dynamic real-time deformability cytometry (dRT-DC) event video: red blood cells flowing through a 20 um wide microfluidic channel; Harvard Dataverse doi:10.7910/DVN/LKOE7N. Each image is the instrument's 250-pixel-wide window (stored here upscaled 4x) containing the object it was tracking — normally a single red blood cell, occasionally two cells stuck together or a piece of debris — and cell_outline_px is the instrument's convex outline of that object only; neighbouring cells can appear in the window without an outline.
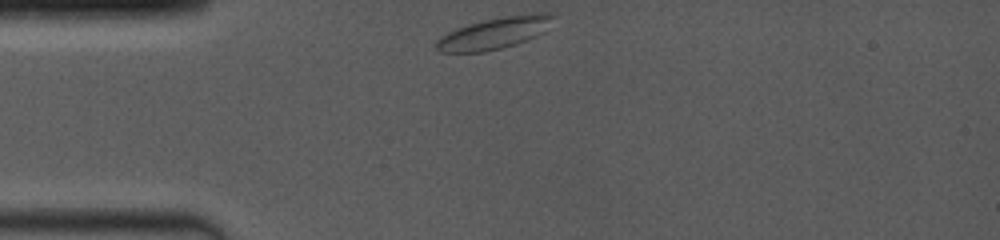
{"species": "common noctule bat (a hibernating species)", "species_latin": "Nyctalus noctula", "temperature_condition": "room temperature", "stored_images_in_passage": 43, "camera_frame_rate_fps": 4000, "um_per_image_px": 0.085, "animal": {"sex": "female", "body_mass_g": 19.0, "forearm_length_mm": 53.3}, "frame": {"image": 1, "passage_image": 1, "time_ms": 0.0, "image_size_px": [1000, 240], "cell_outline_px": [[556, 16], [544, 32], [528, 40], [516, 44], [484, 52], [440, 52], [436, 48], [436, 40], [440, 36], [456, 28], [468, 24], [484, 20], [504, 16], [536, 12], [552, 12]], "centroid_in_image_um": [42.07, 2.8], "position_along_channel_um": 42.9, "area_um2": 21.73}}
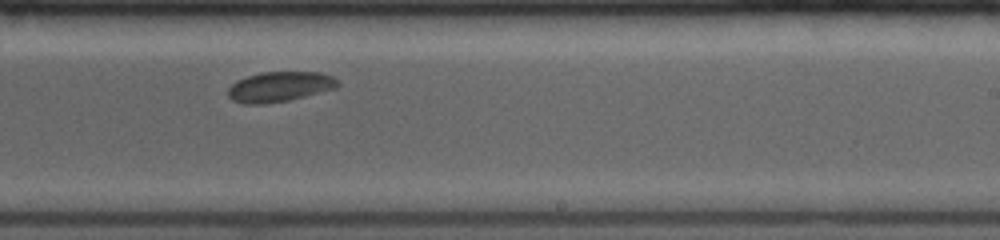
{"frame": {"image": 2, "passage_image": 26, "time_ms": 6.25, "image_size_px": [1000, 240], "cell_outline_px": [[340, 84], [336, 88], [288, 100], [264, 104], [244, 104], [232, 100], [228, 96], [228, 88], [236, 80], [260, 72], [320, 72], [332, 76]], "centroid_in_image_um": [23.74, 7.37], "position_along_channel_um": 265.3, "area_um2": 19.19}}
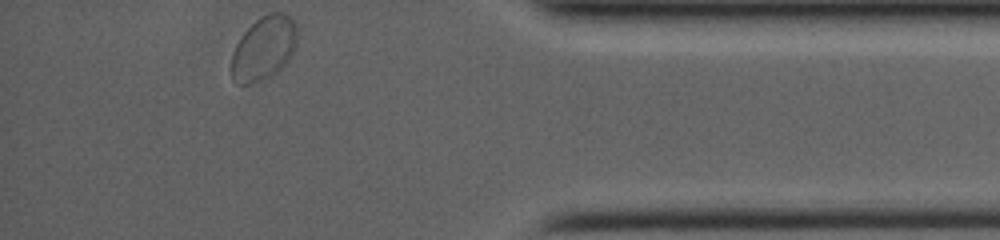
{"frame": {"image": 3, "passage_image": 43, "time_ms": 10.5, "image_size_px": [1000, 240], "cell_outline_px": [[300, 28], [296, 44], [288, 60], [276, 72], [252, 84], [236, 84], [232, 80], [232, 52], [236, 44], [244, 32], [260, 16], [268, 12], [284, 12]], "centroid_in_image_um": [22.43, 4.07], "position_along_channel_um": 412.8, "area_um2": 24.51}, "authors_computed_cell_mechanics": {"area_um2": 19.5364, "velocity_mm_per_s": 3.9185, "shape_relaxation_time_tau1_ms": 6.3704, "shape_relaxation_time_tau2_ms": null, "deformation_change_tau1": 0.0691, "deformation_change_tau2": null}}